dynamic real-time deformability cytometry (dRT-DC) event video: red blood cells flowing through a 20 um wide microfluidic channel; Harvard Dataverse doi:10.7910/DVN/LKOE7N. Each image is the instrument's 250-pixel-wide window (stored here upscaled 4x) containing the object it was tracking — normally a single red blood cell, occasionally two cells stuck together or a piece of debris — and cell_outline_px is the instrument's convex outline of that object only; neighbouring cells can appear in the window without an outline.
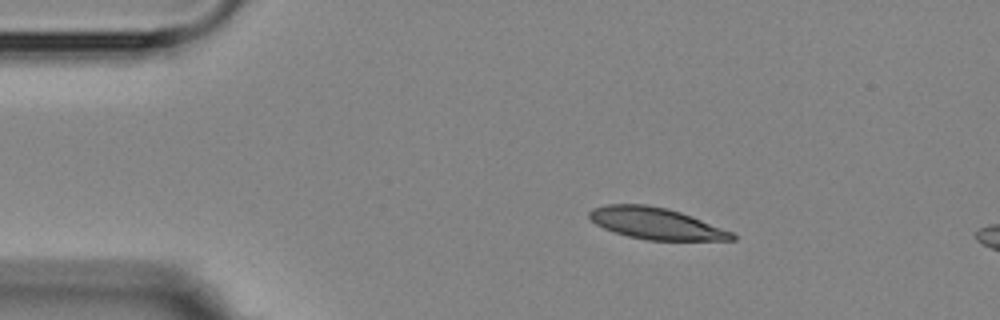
{"species": "Egyptian fruit bat (a non-hibernating species)", "species_latin": "Rousettus aegyptiacus", "temperature_condition": "room temperature", "stored_images_in_passage": 4, "camera_frame_rate_fps": 3000, "um_per_image_px": 0.085, "animal": {"sex": "female"}, "frame": {"image": 1, "passage_image": 2, "time_ms": 1.0, "image_size_px": [1000, 320], "cell_outline_px": [[736, 240], [648, 240], [628, 236], [604, 228], [596, 224], [588, 216], [588, 212], [592, 208], [608, 204], [644, 204], [668, 208], [692, 216], [732, 232], [736, 236]], "centroid_in_image_um": [55.75, 18.98], "position_along_channel_um": 29.3, "area_um2": 26.07}}